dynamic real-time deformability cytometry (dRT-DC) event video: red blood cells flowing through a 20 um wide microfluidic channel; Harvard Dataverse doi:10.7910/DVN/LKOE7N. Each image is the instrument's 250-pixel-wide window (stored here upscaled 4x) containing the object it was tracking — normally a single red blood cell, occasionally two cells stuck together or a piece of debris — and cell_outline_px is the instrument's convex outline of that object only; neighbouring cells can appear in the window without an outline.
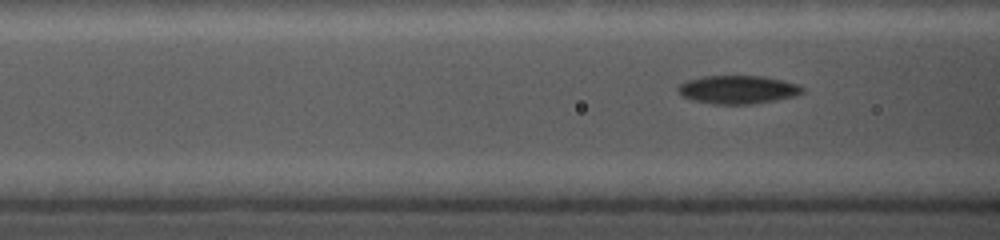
{"species": "common noctule bat (a hibernating species)", "species_latin": "Nyctalus noctula", "temperature_condition": "cold", "stored_images_in_passage": 8, "camera_frame_rate_fps": 5000, "um_per_image_px": 0.085, "animal": {"sex": "female", "body_mass_g": 19.0, "forearm_length_mm": 56.7}, "frame": {"image": 1, "passage_image": 7, "time_ms": 1.4, "image_size_px": [1000, 240], "cell_outline_px": [[804, 92], [792, 96], [776, 100], [752, 104], [712, 104], [680, 96], [676, 92], [676, 88], [680, 84], [688, 80], [700, 76], [764, 76], [796, 84], [804, 88]], "centroid_in_image_um": [62.66, 7.61], "position_along_channel_um": 103.9, "area_um2": 20.46}}